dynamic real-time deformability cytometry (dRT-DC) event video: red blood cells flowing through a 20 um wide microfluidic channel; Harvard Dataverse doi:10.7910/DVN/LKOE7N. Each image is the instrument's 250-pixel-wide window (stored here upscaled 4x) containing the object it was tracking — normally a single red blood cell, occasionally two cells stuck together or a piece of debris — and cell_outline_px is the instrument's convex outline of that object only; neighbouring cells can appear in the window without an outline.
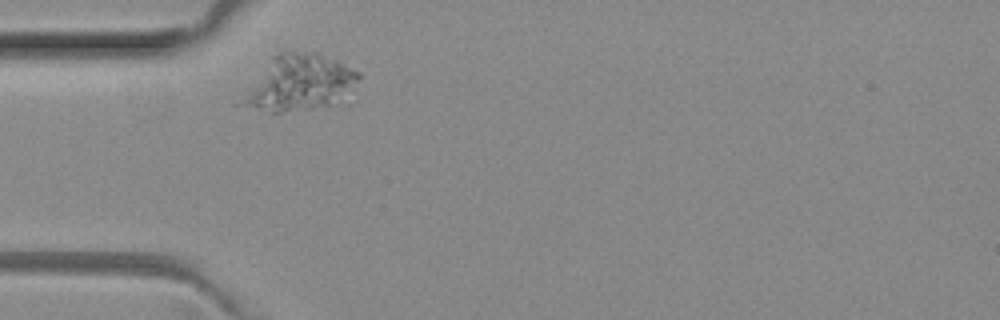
{"species": "common noctule bat (a hibernating species)", "species_latin": "Nyctalus noctula", "temperature_condition": "room temperature", "stored_images_in_passage": 2, "camera_frame_rate_fps": 3000, "um_per_image_px": 0.085, "animal": {"sex": "female", "body_mass_g": 29.2, "forearm_length_mm": 56.3}, "frame": {"image": 1, "passage_image": 1, "time_ms": 0.0, "image_size_px": [1000, 320], "cell_outline_px": [[360, 80], [336, 104], [312, 108], [280, 112], [268, 112], [232, 104], [276, 44], [316, 52], [336, 60], [360, 72]], "centroid_in_image_um": [25.24, 6.93], "position_along_channel_um": 59.8, "area_um2": 40.63}}